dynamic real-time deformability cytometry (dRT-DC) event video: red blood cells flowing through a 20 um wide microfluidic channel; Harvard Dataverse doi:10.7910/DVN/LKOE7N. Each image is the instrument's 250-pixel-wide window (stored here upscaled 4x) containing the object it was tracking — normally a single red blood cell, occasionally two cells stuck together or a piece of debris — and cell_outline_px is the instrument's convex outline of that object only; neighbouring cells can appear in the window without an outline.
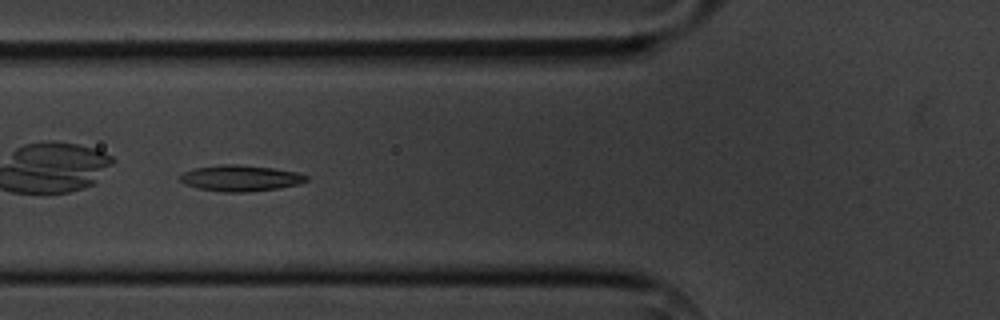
{"species": "common noctule bat (a hibernating species)", "species_latin": "Nyctalus noctula", "temperature_condition": "cold", "stored_images_in_passage": 10, "camera_frame_rate_fps": 3000, "um_per_image_px": 0.085, "animal": {"sex": "male", "body_mass_g": 20.1, "forearm_length_mm": 53.5}, "frame": {"image": 1, "passage_image": 6, "time_ms": 5.667, "image_size_px": [1000, 320], "cell_outline_px": [[308, 180], [300, 184], [280, 188], [248, 192], [220, 192], [196, 188], [184, 184], [180, 180], [180, 176], [184, 172], [192, 168], [220, 164], [236, 164], [276, 168], [300, 172], [308, 176]], "centroid_in_image_um": [20.46, 15.14], "position_along_channel_um": 105.3, "area_um2": 19.59}}
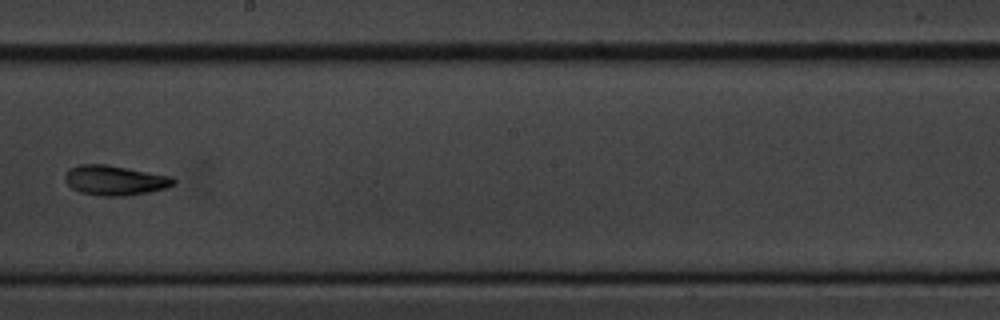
{"frame": {"image": 2, "passage_image": 9, "time_ms": 9.333, "image_size_px": [1000, 320], "cell_outline_px": [[176, 184], [164, 188], [148, 192], [128, 196], [100, 196], [80, 192], [72, 188], [64, 180], [64, 172], [68, 168], [80, 164], [108, 164], [172, 176], [176, 180]], "centroid_in_image_um": [9.74, 15.32], "position_along_channel_um": 238.5, "area_um2": 19.19}}
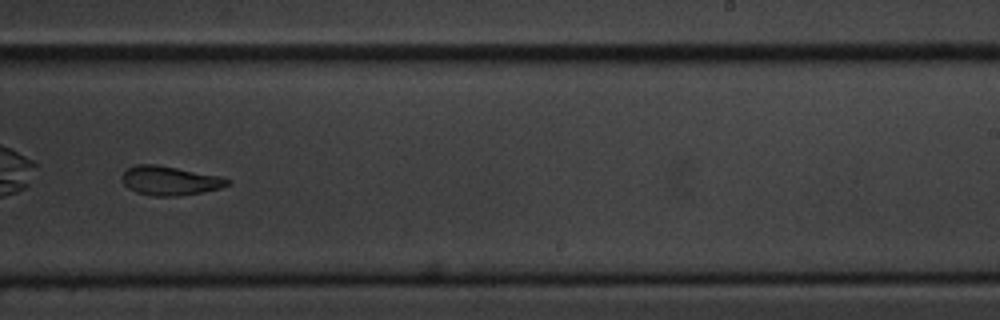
{"frame": {"image": 3, "passage_image": 10, "time_ms": 10.333, "image_size_px": [1000, 320], "cell_outline_px": [[232, 184], [220, 188], [200, 192], [176, 196], [152, 196], [136, 192], [128, 188], [124, 184], [120, 176], [128, 168], [136, 164], [156, 164], [220, 176], [232, 180]], "centroid_in_image_um": [14.43, 15.35], "position_along_channel_um": 274.6, "area_um2": 17.92}}